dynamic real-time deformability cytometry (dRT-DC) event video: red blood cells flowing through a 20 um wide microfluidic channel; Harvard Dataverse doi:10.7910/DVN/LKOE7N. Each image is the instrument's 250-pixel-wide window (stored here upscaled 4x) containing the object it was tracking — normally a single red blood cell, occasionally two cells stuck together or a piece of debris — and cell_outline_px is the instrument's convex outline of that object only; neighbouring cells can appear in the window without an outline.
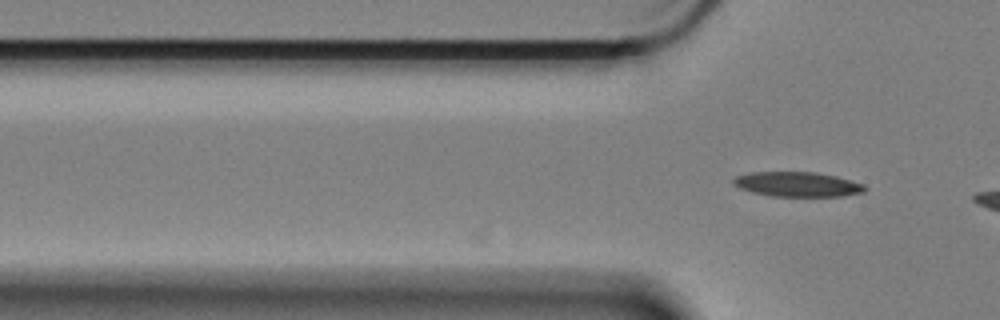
{"species": "Egyptian fruit bat (a non-hibernating species)", "species_latin": "Rousettus aegyptiacus", "temperature_condition": "cold", "stored_images_in_passage": 2, "camera_frame_rate_fps": 3000, "um_per_image_px": 0.085, "animal": {"sex": "female"}, "frame": {"image": 1, "passage_image": 2, "time_ms": 0.333, "image_size_px": [1000, 320], "cell_outline_px": [[868, 188], [864, 192], [840, 196], [772, 196], [752, 192], [740, 188], [732, 184], [732, 180], [736, 176], [748, 172], [816, 172], [836, 176], [864, 184]], "centroid_in_image_um": [67.77, 15.66], "position_along_channel_um": 58.0, "area_um2": 19.02}}